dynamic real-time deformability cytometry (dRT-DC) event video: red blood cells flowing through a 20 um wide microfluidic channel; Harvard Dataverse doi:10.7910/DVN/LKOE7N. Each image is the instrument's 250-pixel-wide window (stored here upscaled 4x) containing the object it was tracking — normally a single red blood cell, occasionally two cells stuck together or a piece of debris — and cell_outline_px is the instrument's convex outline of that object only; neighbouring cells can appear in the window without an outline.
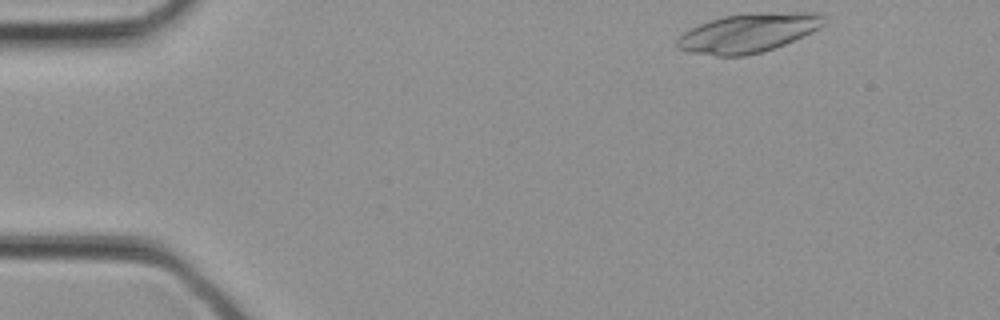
{"species": "common noctule bat (a hibernating species)", "species_latin": "Nyctalus noctula", "temperature_condition": "cold", "stored_images_in_passage": 7, "camera_frame_rate_fps": 3000, "um_per_image_px": 0.085, "animal": {"sex": "female", "body_mass_g": 21.9}, "frame": {"image": 1, "passage_image": 1, "time_ms": 0.0, "image_size_px": [1000, 320], "cell_outline_px": [[824, 24], [812, 32], [784, 44], [760, 52], [744, 56], [716, 56], [688, 52], [676, 48], [676, 40], [684, 32], [700, 24], [724, 16], [748, 12], [816, 12], [820, 16]], "centroid_in_image_um": [63.55, 2.8], "position_along_channel_um": 21.4, "area_um2": 33.18}}